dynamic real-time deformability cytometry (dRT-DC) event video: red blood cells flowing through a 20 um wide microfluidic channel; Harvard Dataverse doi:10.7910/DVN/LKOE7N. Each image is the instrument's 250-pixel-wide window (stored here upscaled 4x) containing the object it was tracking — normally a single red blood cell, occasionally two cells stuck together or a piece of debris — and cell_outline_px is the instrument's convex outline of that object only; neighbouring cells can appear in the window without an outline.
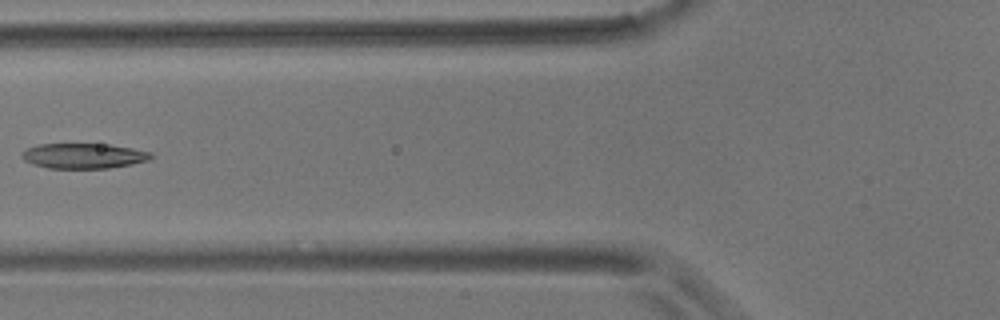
{"species": "common noctule bat (a hibernating species)", "species_latin": "Nyctalus noctula", "temperature_condition": "room temperature", "stored_images_in_passage": 10, "camera_frame_rate_fps": 3000, "um_per_image_px": 0.085, "animal": {"sex": "male", "body_mass_g": 17.9}, "frame": {"image": 1, "passage_image": 6, "time_ms": 6.0, "image_size_px": [1000, 320], "cell_outline_px": [[156, 156], [148, 160], [132, 164], [108, 168], [48, 168], [32, 164], [24, 160], [20, 156], [20, 152], [28, 148], [40, 144], [108, 144], [132, 148], [152, 152]], "centroid_in_image_um": [7.12, 13.25], "position_along_channel_um": 118.7, "area_um2": 19.07}}
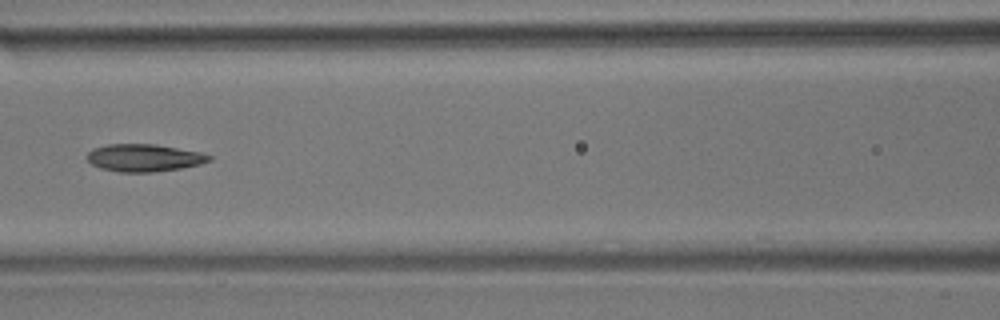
{"frame": {"image": 2, "passage_image": 7, "time_ms": 7.0, "image_size_px": [1000, 320], "cell_outline_px": [[212, 160], [200, 164], [180, 168], [152, 172], [120, 172], [100, 168], [92, 164], [88, 160], [88, 152], [92, 148], [108, 144], [156, 144], [200, 152], [212, 156]], "centroid_in_image_um": [12.25, 13.41], "position_along_channel_um": 154.4, "area_um2": 19.48}}